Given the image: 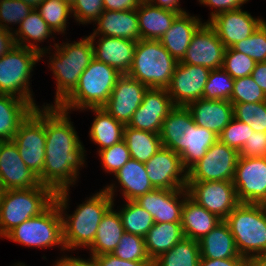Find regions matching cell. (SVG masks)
Instances as JSON below:
<instances>
[{"mask_svg":"<svg viewBox=\"0 0 266 266\" xmlns=\"http://www.w3.org/2000/svg\"><path fill=\"white\" fill-rule=\"evenodd\" d=\"M55 195L52 188L43 184L1 191L0 237H5L19 224L44 212L55 201Z\"/></svg>","mask_w":266,"mask_h":266,"instance_id":"277c9868","label":"cell"},{"mask_svg":"<svg viewBox=\"0 0 266 266\" xmlns=\"http://www.w3.org/2000/svg\"><path fill=\"white\" fill-rule=\"evenodd\" d=\"M264 21L259 17L254 18L247 11L237 9L216 15L208 24L216 31L225 48H231L251 36Z\"/></svg>","mask_w":266,"mask_h":266,"instance_id":"ffe728a7","label":"cell"},{"mask_svg":"<svg viewBox=\"0 0 266 266\" xmlns=\"http://www.w3.org/2000/svg\"><path fill=\"white\" fill-rule=\"evenodd\" d=\"M142 0H103L104 10L125 11L135 10Z\"/></svg>","mask_w":266,"mask_h":266,"instance_id":"11a10c76","label":"cell"},{"mask_svg":"<svg viewBox=\"0 0 266 266\" xmlns=\"http://www.w3.org/2000/svg\"><path fill=\"white\" fill-rule=\"evenodd\" d=\"M121 75L112 66L93 58L81 74L75 89L58 107L67 112L71 109L103 107Z\"/></svg>","mask_w":266,"mask_h":266,"instance_id":"3957f363","label":"cell"},{"mask_svg":"<svg viewBox=\"0 0 266 266\" xmlns=\"http://www.w3.org/2000/svg\"><path fill=\"white\" fill-rule=\"evenodd\" d=\"M247 1L249 0H205L202 3L203 5L215 8V10L211 12V18L207 21V23L218 14L226 11L241 9V6Z\"/></svg>","mask_w":266,"mask_h":266,"instance_id":"f5cc1de1","label":"cell"},{"mask_svg":"<svg viewBox=\"0 0 266 266\" xmlns=\"http://www.w3.org/2000/svg\"><path fill=\"white\" fill-rule=\"evenodd\" d=\"M114 186L115 184H110L95 193L70 216L64 211L68 206L70 188L56 192L55 201L62 214L63 243L66 250L89 248L92 245L103 215L113 205Z\"/></svg>","mask_w":266,"mask_h":266,"instance_id":"7a4b0ae2","label":"cell"},{"mask_svg":"<svg viewBox=\"0 0 266 266\" xmlns=\"http://www.w3.org/2000/svg\"><path fill=\"white\" fill-rule=\"evenodd\" d=\"M218 137L214 132L194 123L190 127L189 147L180 155L183 167L188 171L201 160Z\"/></svg>","mask_w":266,"mask_h":266,"instance_id":"74e56055","label":"cell"},{"mask_svg":"<svg viewBox=\"0 0 266 266\" xmlns=\"http://www.w3.org/2000/svg\"><path fill=\"white\" fill-rule=\"evenodd\" d=\"M253 132L252 128L246 123L233 118L232 121L222 130L218 139L230 148L240 152L243 145L246 141H248V138L253 134Z\"/></svg>","mask_w":266,"mask_h":266,"instance_id":"c3c4849f","label":"cell"},{"mask_svg":"<svg viewBox=\"0 0 266 266\" xmlns=\"http://www.w3.org/2000/svg\"><path fill=\"white\" fill-rule=\"evenodd\" d=\"M233 185L240 203H266V157H238Z\"/></svg>","mask_w":266,"mask_h":266,"instance_id":"4fadbf2b","label":"cell"},{"mask_svg":"<svg viewBox=\"0 0 266 266\" xmlns=\"http://www.w3.org/2000/svg\"><path fill=\"white\" fill-rule=\"evenodd\" d=\"M224 221L228 224L237 251L242 257L249 259L266 254L264 204L240 203Z\"/></svg>","mask_w":266,"mask_h":266,"instance_id":"5b68a950","label":"cell"},{"mask_svg":"<svg viewBox=\"0 0 266 266\" xmlns=\"http://www.w3.org/2000/svg\"><path fill=\"white\" fill-rule=\"evenodd\" d=\"M187 196L186 188L153 189L134 201L151 214L155 223L181 222L182 207ZM181 197L182 200H179Z\"/></svg>","mask_w":266,"mask_h":266,"instance_id":"44dd1931","label":"cell"},{"mask_svg":"<svg viewBox=\"0 0 266 266\" xmlns=\"http://www.w3.org/2000/svg\"><path fill=\"white\" fill-rule=\"evenodd\" d=\"M12 141L26 166L39 178L45 163V106L34 108L20 124Z\"/></svg>","mask_w":266,"mask_h":266,"instance_id":"30bf717a","label":"cell"},{"mask_svg":"<svg viewBox=\"0 0 266 266\" xmlns=\"http://www.w3.org/2000/svg\"><path fill=\"white\" fill-rule=\"evenodd\" d=\"M147 1L150 2L152 5L160 8L169 9L179 13H186L185 10L180 8V3H179L180 0H147Z\"/></svg>","mask_w":266,"mask_h":266,"instance_id":"94428289","label":"cell"},{"mask_svg":"<svg viewBox=\"0 0 266 266\" xmlns=\"http://www.w3.org/2000/svg\"><path fill=\"white\" fill-rule=\"evenodd\" d=\"M194 119V123L204 127L216 135L234 118L233 105L227 100L198 99L186 106Z\"/></svg>","mask_w":266,"mask_h":266,"instance_id":"7402d4cb","label":"cell"},{"mask_svg":"<svg viewBox=\"0 0 266 266\" xmlns=\"http://www.w3.org/2000/svg\"><path fill=\"white\" fill-rule=\"evenodd\" d=\"M33 110L26 100L0 93V141H12L20 124Z\"/></svg>","mask_w":266,"mask_h":266,"instance_id":"f546056e","label":"cell"},{"mask_svg":"<svg viewBox=\"0 0 266 266\" xmlns=\"http://www.w3.org/2000/svg\"><path fill=\"white\" fill-rule=\"evenodd\" d=\"M21 1L28 4L32 9H36L45 0H21Z\"/></svg>","mask_w":266,"mask_h":266,"instance_id":"be15d7a7","label":"cell"},{"mask_svg":"<svg viewBox=\"0 0 266 266\" xmlns=\"http://www.w3.org/2000/svg\"><path fill=\"white\" fill-rule=\"evenodd\" d=\"M174 107L166 89L148 88L141 105L134 112L127 126L159 134L163 120Z\"/></svg>","mask_w":266,"mask_h":266,"instance_id":"ac0fdd59","label":"cell"},{"mask_svg":"<svg viewBox=\"0 0 266 266\" xmlns=\"http://www.w3.org/2000/svg\"><path fill=\"white\" fill-rule=\"evenodd\" d=\"M96 23L98 24L97 28L93 30V34L89 35L90 39L96 40L95 37L99 35L134 40L136 42L141 39L136 9L125 11L104 10L95 21Z\"/></svg>","mask_w":266,"mask_h":266,"instance_id":"cb8c5ba5","label":"cell"},{"mask_svg":"<svg viewBox=\"0 0 266 266\" xmlns=\"http://www.w3.org/2000/svg\"><path fill=\"white\" fill-rule=\"evenodd\" d=\"M113 205L103 215L92 245L89 247L92 257L111 253L125 233L119 212L114 211Z\"/></svg>","mask_w":266,"mask_h":266,"instance_id":"4dcf8cb0","label":"cell"},{"mask_svg":"<svg viewBox=\"0 0 266 266\" xmlns=\"http://www.w3.org/2000/svg\"><path fill=\"white\" fill-rule=\"evenodd\" d=\"M98 266H153L152 261H128L120 259L111 253L93 256Z\"/></svg>","mask_w":266,"mask_h":266,"instance_id":"db71d44e","label":"cell"},{"mask_svg":"<svg viewBox=\"0 0 266 266\" xmlns=\"http://www.w3.org/2000/svg\"><path fill=\"white\" fill-rule=\"evenodd\" d=\"M62 1L68 3L71 6L75 0H62Z\"/></svg>","mask_w":266,"mask_h":266,"instance_id":"e7e4bbea","label":"cell"},{"mask_svg":"<svg viewBox=\"0 0 266 266\" xmlns=\"http://www.w3.org/2000/svg\"><path fill=\"white\" fill-rule=\"evenodd\" d=\"M247 266H266V254L249 258Z\"/></svg>","mask_w":266,"mask_h":266,"instance_id":"6125c7cd","label":"cell"},{"mask_svg":"<svg viewBox=\"0 0 266 266\" xmlns=\"http://www.w3.org/2000/svg\"><path fill=\"white\" fill-rule=\"evenodd\" d=\"M124 206L118 212L125 232L144 238L155 224L153 217L135 201H127Z\"/></svg>","mask_w":266,"mask_h":266,"instance_id":"f35d334b","label":"cell"},{"mask_svg":"<svg viewBox=\"0 0 266 266\" xmlns=\"http://www.w3.org/2000/svg\"><path fill=\"white\" fill-rule=\"evenodd\" d=\"M211 69L204 66L176 64L171 81L166 88L175 106H187L203 98V90Z\"/></svg>","mask_w":266,"mask_h":266,"instance_id":"5bb4252c","label":"cell"},{"mask_svg":"<svg viewBox=\"0 0 266 266\" xmlns=\"http://www.w3.org/2000/svg\"><path fill=\"white\" fill-rule=\"evenodd\" d=\"M63 44H54L57 52L50 57L48 66L57 81L55 106L75 89L81 74L94 58L92 40L89 36L78 42Z\"/></svg>","mask_w":266,"mask_h":266,"instance_id":"8992f818","label":"cell"},{"mask_svg":"<svg viewBox=\"0 0 266 266\" xmlns=\"http://www.w3.org/2000/svg\"><path fill=\"white\" fill-rule=\"evenodd\" d=\"M92 40L94 58L112 66L121 74H127L131 68L136 41L117 37L101 36L96 46Z\"/></svg>","mask_w":266,"mask_h":266,"instance_id":"d4e9b609","label":"cell"},{"mask_svg":"<svg viewBox=\"0 0 266 266\" xmlns=\"http://www.w3.org/2000/svg\"><path fill=\"white\" fill-rule=\"evenodd\" d=\"M5 238L29 247L48 248L63 243L62 214L54 201L40 215L29 218L12 229Z\"/></svg>","mask_w":266,"mask_h":266,"instance_id":"9c48e42d","label":"cell"},{"mask_svg":"<svg viewBox=\"0 0 266 266\" xmlns=\"http://www.w3.org/2000/svg\"><path fill=\"white\" fill-rule=\"evenodd\" d=\"M114 256L128 261H151L143 237L125 232L118 246L111 252Z\"/></svg>","mask_w":266,"mask_h":266,"instance_id":"7bdbcfd3","label":"cell"},{"mask_svg":"<svg viewBox=\"0 0 266 266\" xmlns=\"http://www.w3.org/2000/svg\"><path fill=\"white\" fill-rule=\"evenodd\" d=\"M222 221L189 196L182 207L181 225L186 238L199 241Z\"/></svg>","mask_w":266,"mask_h":266,"instance_id":"83f0119b","label":"cell"},{"mask_svg":"<svg viewBox=\"0 0 266 266\" xmlns=\"http://www.w3.org/2000/svg\"><path fill=\"white\" fill-rule=\"evenodd\" d=\"M184 237L181 222L155 223L144 237L151 261L166 253Z\"/></svg>","mask_w":266,"mask_h":266,"instance_id":"d6a6232c","label":"cell"},{"mask_svg":"<svg viewBox=\"0 0 266 266\" xmlns=\"http://www.w3.org/2000/svg\"><path fill=\"white\" fill-rule=\"evenodd\" d=\"M247 258L207 259L201 258L199 266H247Z\"/></svg>","mask_w":266,"mask_h":266,"instance_id":"9f6ffc18","label":"cell"},{"mask_svg":"<svg viewBox=\"0 0 266 266\" xmlns=\"http://www.w3.org/2000/svg\"><path fill=\"white\" fill-rule=\"evenodd\" d=\"M194 119L186 106H175L163 120L160 130L162 146L179 156L189 147L190 127Z\"/></svg>","mask_w":266,"mask_h":266,"instance_id":"603a6c76","label":"cell"},{"mask_svg":"<svg viewBox=\"0 0 266 266\" xmlns=\"http://www.w3.org/2000/svg\"><path fill=\"white\" fill-rule=\"evenodd\" d=\"M256 62L241 52L235 51L232 47L226 48L222 68L233 78L251 76Z\"/></svg>","mask_w":266,"mask_h":266,"instance_id":"bcb514c9","label":"cell"},{"mask_svg":"<svg viewBox=\"0 0 266 266\" xmlns=\"http://www.w3.org/2000/svg\"><path fill=\"white\" fill-rule=\"evenodd\" d=\"M251 77L266 94V62H256Z\"/></svg>","mask_w":266,"mask_h":266,"instance_id":"91938a15","label":"cell"},{"mask_svg":"<svg viewBox=\"0 0 266 266\" xmlns=\"http://www.w3.org/2000/svg\"><path fill=\"white\" fill-rule=\"evenodd\" d=\"M199 242L184 237L170 250L153 261V266H199Z\"/></svg>","mask_w":266,"mask_h":266,"instance_id":"8d00e7d4","label":"cell"},{"mask_svg":"<svg viewBox=\"0 0 266 266\" xmlns=\"http://www.w3.org/2000/svg\"><path fill=\"white\" fill-rule=\"evenodd\" d=\"M32 10L21 0H0V27L12 31L8 25L11 23L20 25Z\"/></svg>","mask_w":266,"mask_h":266,"instance_id":"7dc6e473","label":"cell"},{"mask_svg":"<svg viewBox=\"0 0 266 266\" xmlns=\"http://www.w3.org/2000/svg\"><path fill=\"white\" fill-rule=\"evenodd\" d=\"M40 184L38 177L26 166L13 141H1L0 189H27Z\"/></svg>","mask_w":266,"mask_h":266,"instance_id":"d6986e66","label":"cell"},{"mask_svg":"<svg viewBox=\"0 0 266 266\" xmlns=\"http://www.w3.org/2000/svg\"><path fill=\"white\" fill-rule=\"evenodd\" d=\"M234 80L223 68L211 70L203 90V98L210 100H230Z\"/></svg>","mask_w":266,"mask_h":266,"instance_id":"60d3db41","label":"cell"},{"mask_svg":"<svg viewBox=\"0 0 266 266\" xmlns=\"http://www.w3.org/2000/svg\"><path fill=\"white\" fill-rule=\"evenodd\" d=\"M96 114L90 129V138L100 146L99 151L123 140L125 125L112 117L103 107L89 108Z\"/></svg>","mask_w":266,"mask_h":266,"instance_id":"e575fe53","label":"cell"},{"mask_svg":"<svg viewBox=\"0 0 266 266\" xmlns=\"http://www.w3.org/2000/svg\"><path fill=\"white\" fill-rule=\"evenodd\" d=\"M147 90L146 85L127 74H122L103 108L117 121L128 125Z\"/></svg>","mask_w":266,"mask_h":266,"instance_id":"e0dca14e","label":"cell"},{"mask_svg":"<svg viewBox=\"0 0 266 266\" xmlns=\"http://www.w3.org/2000/svg\"><path fill=\"white\" fill-rule=\"evenodd\" d=\"M200 2V4H202L205 0H198Z\"/></svg>","mask_w":266,"mask_h":266,"instance_id":"003e7915","label":"cell"},{"mask_svg":"<svg viewBox=\"0 0 266 266\" xmlns=\"http://www.w3.org/2000/svg\"><path fill=\"white\" fill-rule=\"evenodd\" d=\"M232 104L266 101V94L251 76L234 80V88L229 100Z\"/></svg>","mask_w":266,"mask_h":266,"instance_id":"f6af8a7d","label":"cell"},{"mask_svg":"<svg viewBox=\"0 0 266 266\" xmlns=\"http://www.w3.org/2000/svg\"><path fill=\"white\" fill-rule=\"evenodd\" d=\"M198 242L201 258H245L238 253L234 237L224 220L220 221L213 230Z\"/></svg>","mask_w":266,"mask_h":266,"instance_id":"f1b7e54d","label":"cell"},{"mask_svg":"<svg viewBox=\"0 0 266 266\" xmlns=\"http://www.w3.org/2000/svg\"><path fill=\"white\" fill-rule=\"evenodd\" d=\"M144 165L155 189L186 188L187 170L180 156L171 149L162 146Z\"/></svg>","mask_w":266,"mask_h":266,"instance_id":"9a60e30c","label":"cell"},{"mask_svg":"<svg viewBox=\"0 0 266 266\" xmlns=\"http://www.w3.org/2000/svg\"><path fill=\"white\" fill-rule=\"evenodd\" d=\"M232 105L234 118L246 123L255 132H266V101Z\"/></svg>","mask_w":266,"mask_h":266,"instance_id":"b9f144b4","label":"cell"},{"mask_svg":"<svg viewBox=\"0 0 266 266\" xmlns=\"http://www.w3.org/2000/svg\"><path fill=\"white\" fill-rule=\"evenodd\" d=\"M186 189L191 199L221 220L240 204L231 181L187 182Z\"/></svg>","mask_w":266,"mask_h":266,"instance_id":"7c38bea8","label":"cell"},{"mask_svg":"<svg viewBox=\"0 0 266 266\" xmlns=\"http://www.w3.org/2000/svg\"><path fill=\"white\" fill-rule=\"evenodd\" d=\"M25 266V264H22V263H18L16 266Z\"/></svg>","mask_w":266,"mask_h":266,"instance_id":"03108f58","label":"cell"},{"mask_svg":"<svg viewBox=\"0 0 266 266\" xmlns=\"http://www.w3.org/2000/svg\"><path fill=\"white\" fill-rule=\"evenodd\" d=\"M18 26V30L15 29V31H13L16 45L37 51L40 57H43L45 53H49L48 48L43 49L40 48L38 44H35L37 42H43L50 37L53 32L36 9H33ZM30 40L34 43H31Z\"/></svg>","mask_w":266,"mask_h":266,"instance_id":"836d02e7","label":"cell"},{"mask_svg":"<svg viewBox=\"0 0 266 266\" xmlns=\"http://www.w3.org/2000/svg\"><path fill=\"white\" fill-rule=\"evenodd\" d=\"M200 20L187 12L181 13L160 38V43L177 62L183 59L194 33L204 24Z\"/></svg>","mask_w":266,"mask_h":266,"instance_id":"484cf974","label":"cell"},{"mask_svg":"<svg viewBox=\"0 0 266 266\" xmlns=\"http://www.w3.org/2000/svg\"><path fill=\"white\" fill-rule=\"evenodd\" d=\"M98 153L102 161L103 169L110 174L111 172L115 174L131 159L129 149L124 140Z\"/></svg>","mask_w":266,"mask_h":266,"instance_id":"681fc988","label":"cell"},{"mask_svg":"<svg viewBox=\"0 0 266 266\" xmlns=\"http://www.w3.org/2000/svg\"><path fill=\"white\" fill-rule=\"evenodd\" d=\"M36 10L52 29L53 33H65L71 6L62 0H45Z\"/></svg>","mask_w":266,"mask_h":266,"instance_id":"ab89813d","label":"cell"},{"mask_svg":"<svg viewBox=\"0 0 266 266\" xmlns=\"http://www.w3.org/2000/svg\"><path fill=\"white\" fill-rule=\"evenodd\" d=\"M123 140L126 142L130 157L146 163L162 148L160 135L143 130L133 129L125 125Z\"/></svg>","mask_w":266,"mask_h":266,"instance_id":"d590c367","label":"cell"},{"mask_svg":"<svg viewBox=\"0 0 266 266\" xmlns=\"http://www.w3.org/2000/svg\"><path fill=\"white\" fill-rule=\"evenodd\" d=\"M41 60L37 51L19 45L0 57V93L26 100L33 108L34 102L29 88L33 67Z\"/></svg>","mask_w":266,"mask_h":266,"instance_id":"ba28073f","label":"cell"},{"mask_svg":"<svg viewBox=\"0 0 266 266\" xmlns=\"http://www.w3.org/2000/svg\"><path fill=\"white\" fill-rule=\"evenodd\" d=\"M177 63L159 40L140 39L127 75L148 88L166 89Z\"/></svg>","mask_w":266,"mask_h":266,"instance_id":"52a82bcc","label":"cell"},{"mask_svg":"<svg viewBox=\"0 0 266 266\" xmlns=\"http://www.w3.org/2000/svg\"><path fill=\"white\" fill-rule=\"evenodd\" d=\"M68 113L53 104L45 106V163L38 180L55 192L75 184L85 162L84 147Z\"/></svg>","mask_w":266,"mask_h":266,"instance_id":"6da1fadb","label":"cell"},{"mask_svg":"<svg viewBox=\"0 0 266 266\" xmlns=\"http://www.w3.org/2000/svg\"><path fill=\"white\" fill-rule=\"evenodd\" d=\"M241 157H266V132H253L239 152Z\"/></svg>","mask_w":266,"mask_h":266,"instance_id":"816d5d0a","label":"cell"},{"mask_svg":"<svg viewBox=\"0 0 266 266\" xmlns=\"http://www.w3.org/2000/svg\"><path fill=\"white\" fill-rule=\"evenodd\" d=\"M114 175L121 185L120 190L122 189L126 201H134L155 189L148 178L144 163L135 159H129Z\"/></svg>","mask_w":266,"mask_h":266,"instance_id":"1f68e13d","label":"cell"},{"mask_svg":"<svg viewBox=\"0 0 266 266\" xmlns=\"http://www.w3.org/2000/svg\"><path fill=\"white\" fill-rule=\"evenodd\" d=\"M91 259L85 260L75 257L64 256L57 260L53 266H98L97 261L94 257L90 256Z\"/></svg>","mask_w":266,"mask_h":266,"instance_id":"6f0895ef","label":"cell"},{"mask_svg":"<svg viewBox=\"0 0 266 266\" xmlns=\"http://www.w3.org/2000/svg\"><path fill=\"white\" fill-rule=\"evenodd\" d=\"M224 44L219 40L216 31L207 23L194 33L192 40L180 61L189 65L204 66L211 70L222 68Z\"/></svg>","mask_w":266,"mask_h":266,"instance_id":"2e32d148","label":"cell"},{"mask_svg":"<svg viewBox=\"0 0 266 266\" xmlns=\"http://www.w3.org/2000/svg\"><path fill=\"white\" fill-rule=\"evenodd\" d=\"M103 11V0H75L71 5V13L81 24L96 21Z\"/></svg>","mask_w":266,"mask_h":266,"instance_id":"f907efd6","label":"cell"},{"mask_svg":"<svg viewBox=\"0 0 266 266\" xmlns=\"http://www.w3.org/2000/svg\"><path fill=\"white\" fill-rule=\"evenodd\" d=\"M232 48L248 55L255 62H266V21L251 36L237 42Z\"/></svg>","mask_w":266,"mask_h":266,"instance_id":"ee69618b","label":"cell"},{"mask_svg":"<svg viewBox=\"0 0 266 266\" xmlns=\"http://www.w3.org/2000/svg\"><path fill=\"white\" fill-rule=\"evenodd\" d=\"M238 157L239 152L218 139L204 157L187 171V182H233Z\"/></svg>","mask_w":266,"mask_h":266,"instance_id":"8fae6325","label":"cell"},{"mask_svg":"<svg viewBox=\"0 0 266 266\" xmlns=\"http://www.w3.org/2000/svg\"><path fill=\"white\" fill-rule=\"evenodd\" d=\"M16 46L13 32L0 27V57Z\"/></svg>","mask_w":266,"mask_h":266,"instance_id":"680465c9","label":"cell"},{"mask_svg":"<svg viewBox=\"0 0 266 266\" xmlns=\"http://www.w3.org/2000/svg\"><path fill=\"white\" fill-rule=\"evenodd\" d=\"M140 38L145 40H160L171 27L175 18L181 14L169 9L152 5L142 0L137 7Z\"/></svg>","mask_w":266,"mask_h":266,"instance_id":"4316f807","label":"cell"}]
</instances>
